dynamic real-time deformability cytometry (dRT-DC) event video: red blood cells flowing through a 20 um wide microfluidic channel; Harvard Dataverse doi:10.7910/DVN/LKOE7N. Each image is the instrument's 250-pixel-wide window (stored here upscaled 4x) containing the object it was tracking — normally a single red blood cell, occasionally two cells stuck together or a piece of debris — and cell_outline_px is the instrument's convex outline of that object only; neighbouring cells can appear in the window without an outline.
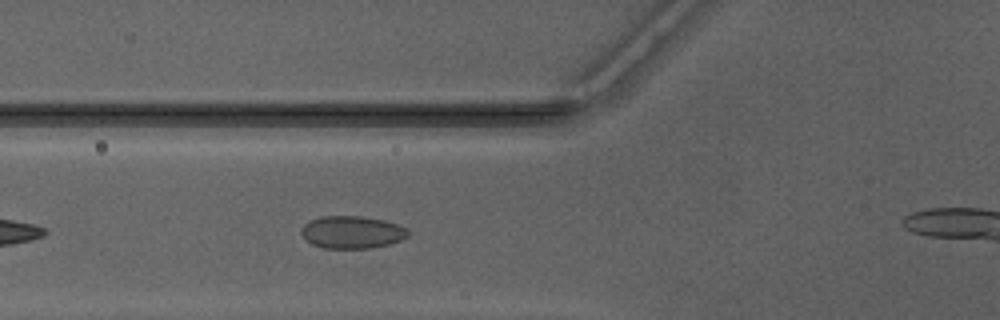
{"species": "Egyptian fruit bat (a non-hibernating species)", "species_latin": "Rousettus aegyptiacus", "temperature_condition": "warm", "stored_images_in_passage": 10, "camera_frame_rate_fps": 3000, "um_per_image_px": 0.085, "animal": {"sex": "male"}, "frame": {"image": 1, "passage_image": 7, "time_ms": 2.0, "image_size_px": [1000, 320], "cell_outline_px": [[408, 236], [400, 240], [388, 244], [372, 248], [324, 248], [312, 244], [300, 232], [300, 228], [308, 220], [324, 216], [360, 216], [384, 220], [400, 224], [408, 228]], "centroid_in_image_um": [29.93, 19.72], "position_along_channel_um": 95.9, "area_um2": 20.29}}